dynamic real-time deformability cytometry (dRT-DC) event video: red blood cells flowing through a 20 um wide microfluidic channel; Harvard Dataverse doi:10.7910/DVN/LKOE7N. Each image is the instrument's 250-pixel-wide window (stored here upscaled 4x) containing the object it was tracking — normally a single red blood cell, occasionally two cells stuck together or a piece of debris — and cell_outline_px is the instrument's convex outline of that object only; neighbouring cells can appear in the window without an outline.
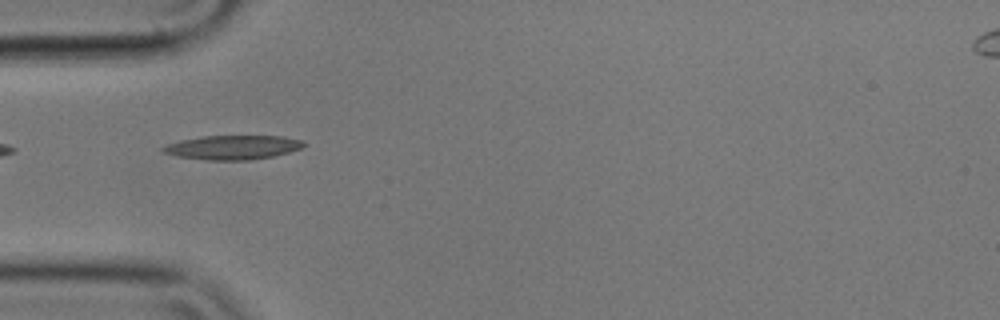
{"species": "common noctule bat (a hibernating species)", "species_latin": "Nyctalus noctula", "temperature_condition": "cold", "stored_images_in_passage": 40, "camera_frame_rate_fps": 3000, "um_per_image_px": 0.085, "animal": {"sex": "male", "body_mass_g": 17.9}, "frame": {"image": 1, "passage_image": 1, "time_ms": 0.0, "image_size_px": [1000, 320], "cell_outline_px": [[304, 144], [300, 148], [288, 152], [272, 156], [248, 160], [208, 160], [180, 156], [164, 152], [160, 148], [168, 144], [180, 140], [204, 136], [284, 136], [304, 140]], "centroid_in_image_um": [19.8, 12.51], "position_along_channel_um": 65.2, "area_um2": 19.54}}
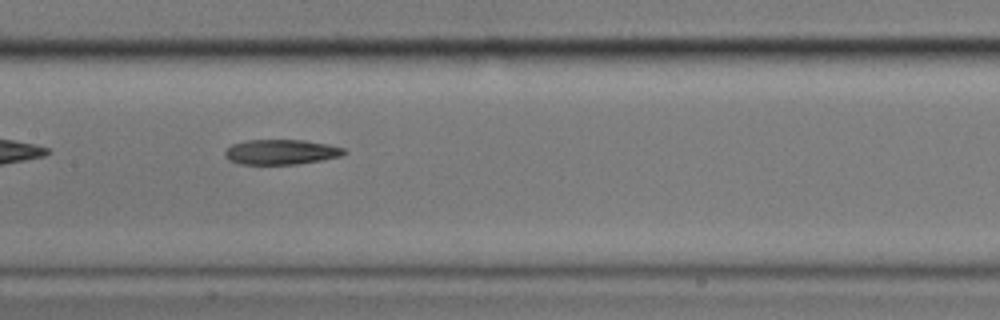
{"frame": {"image": 2, "passage_image": 11, "time_ms": 3.333, "image_size_px": [1000, 320], "cell_outline_px": [[348, 152], [344, 156], [296, 164], [240, 164], [228, 160], [224, 156], [224, 152], [232, 144], [248, 140], [304, 140], [328, 144], [344, 148]], "centroid_in_image_um": [23.91, 12.92], "position_along_channel_um": 183.5, "area_um2": 17.46}}
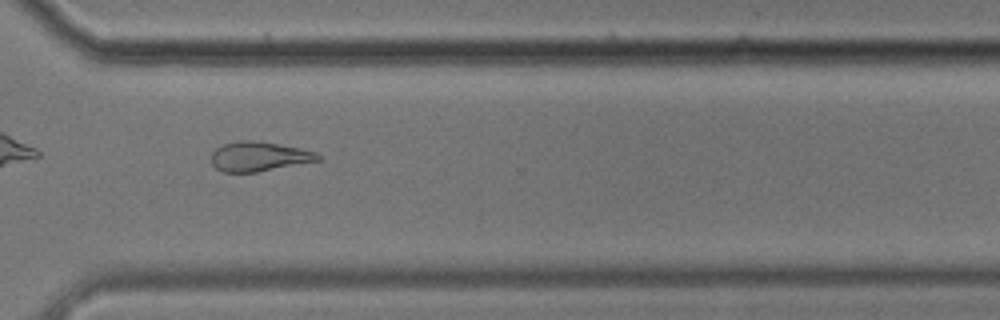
{"frame": {"image": 3, "passage_image": 25, "time_ms": 8.0, "image_size_px": [1000, 320], "cell_outline_px": [[320, 160], [256, 172], [224, 172], [216, 168], [212, 164], [212, 152], [216, 148], [224, 144], [240, 140], [252, 140], [280, 144], [300, 148], [316, 152], [320, 156]], "centroid_in_image_um": [22.0, 13.29], "position_along_channel_um": 348.6, "area_um2": 18.21}}